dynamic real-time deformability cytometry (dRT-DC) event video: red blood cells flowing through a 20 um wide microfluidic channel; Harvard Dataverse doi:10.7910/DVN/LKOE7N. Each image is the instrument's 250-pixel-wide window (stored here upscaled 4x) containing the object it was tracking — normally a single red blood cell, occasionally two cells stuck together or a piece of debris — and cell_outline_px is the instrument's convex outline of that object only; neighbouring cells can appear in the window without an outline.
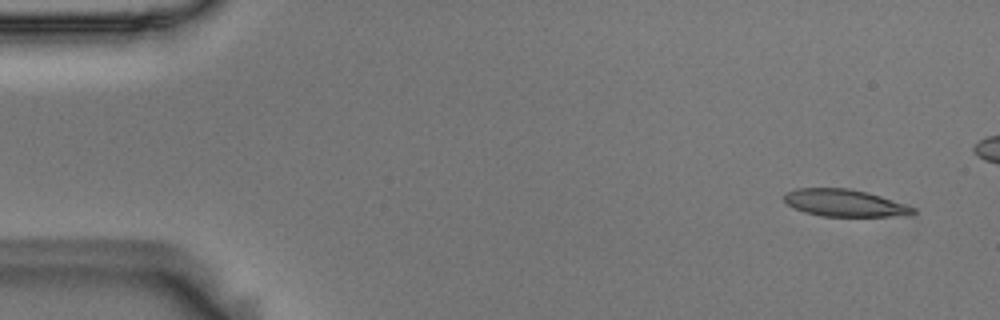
{"species": "Egyptian fruit bat (a non-hibernating species)", "species_latin": "Rousettus aegyptiacus", "temperature_condition": "room temperature", "stored_images_in_passage": 6, "camera_frame_rate_fps": 3000, "um_per_image_px": 0.085, "animal": {"sex": "male"}, "frame": {"image": 1, "passage_image": 1, "time_ms": 0.0, "image_size_px": [1000, 320], "cell_outline_px": [[916, 212], [908, 216], [820, 216], [804, 212], [788, 204], [784, 200], [784, 196], [788, 192], [796, 188], [848, 188], [868, 192], [916, 208]], "centroid_in_image_um": [71.82, 17.26], "position_along_channel_um": 13.2, "area_um2": 20.29}}
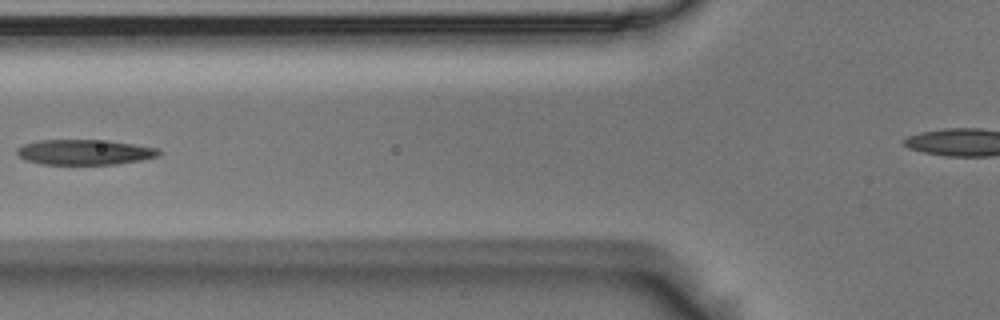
{"frame": {"image": 2, "passage_image": 6, "time_ms": 1.667, "image_size_px": [1000, 320], "cell_outline_px": [[160, 156], [140, 160], [116, 164], [44, 164], [24, 160], [16, 152], [16, 148], [24, 144], [40, 140], [108, 140], [156, 148], [160, 152]], "centroid_in_image_um": [7.17, 12.93], "position_along_channel_um": 118.6, "area_um2": 20.75}}